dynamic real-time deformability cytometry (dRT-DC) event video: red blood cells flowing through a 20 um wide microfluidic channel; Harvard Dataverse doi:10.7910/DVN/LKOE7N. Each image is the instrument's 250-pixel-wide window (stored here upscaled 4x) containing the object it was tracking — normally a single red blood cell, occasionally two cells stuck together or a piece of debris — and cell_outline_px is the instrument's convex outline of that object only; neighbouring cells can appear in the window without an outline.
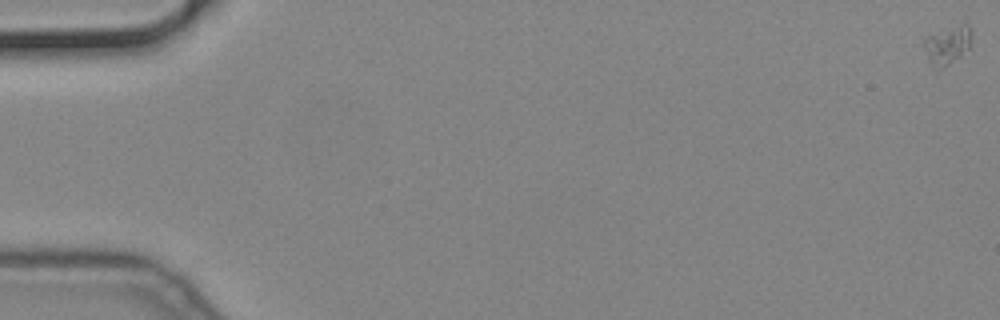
{"species": "common noctule bat (a hibernating species)", "species_latin": "Nyctalus noctula", "temperature_condition": "cold", "stored_images_in_passage": 18, "camera_frame_rate_fps": 3000, "um_per_image_px": 0.085, "animal": {"sex": "male", "body_mass_g": 19.2, "forearm_length_mm": 51.8}, "frame": {"image": 1, "passage_image": 1, "time_ms": 0.0, "image_size_px": [1000, 320], "cell_outline_px": [[972, 40], [968, 48], [960, 56], [948, 64], [940, 68], [928, 60], [924, 44], [924, 36], [964, 24], [968, 24], [972, 28]], "centroid_in_image_um": [80.56, 3.79], "position_along_channel_um": 4.4, "area_um2": 10.23}}
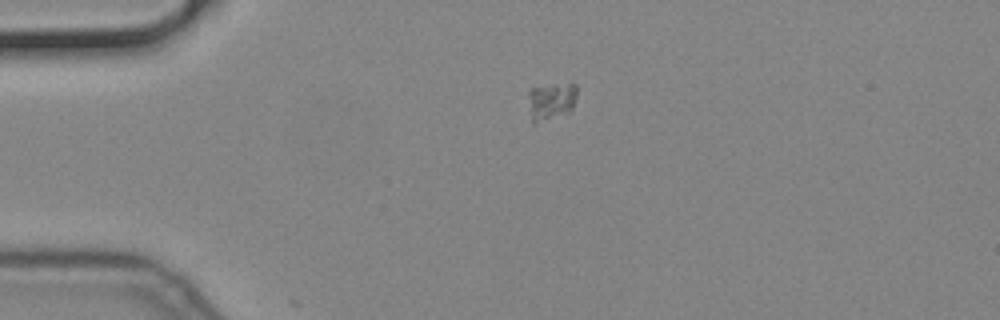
{"frame": {"image": 2, "passage_image": 15, "time_ms": 4.667, "image_size_px": [1000, 320], "cell_outline_px": [[576, 96], [572, 108], [568, 112], [536, 124], [532, 124], [528, 96], [528, 92], [532, 88], [552, 84], [576, 84]], "centroid_in_image_um": [46.82, 8.61], "position_along_channel_um": 38.2, "area_um2": 10.58}}